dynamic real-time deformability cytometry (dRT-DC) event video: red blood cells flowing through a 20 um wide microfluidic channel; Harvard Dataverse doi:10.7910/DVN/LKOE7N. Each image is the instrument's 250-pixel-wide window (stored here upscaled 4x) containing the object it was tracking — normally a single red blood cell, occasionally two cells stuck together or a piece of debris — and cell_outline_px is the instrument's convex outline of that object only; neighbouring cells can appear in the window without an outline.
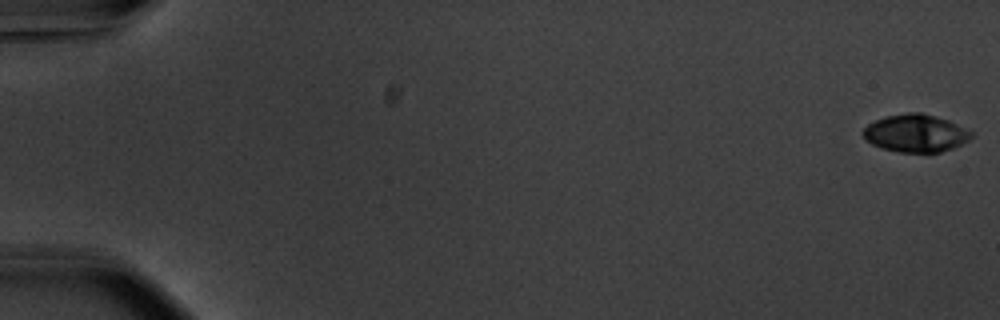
{"species": "common noctule bat (a hibernating species)", "species_latin": "Nyctalus noctula", "temperature_condition": "warm", "stored_images_in_passage": 56, "camera_frame_rate_fps": 3000, "um_per_image_px": 0.085, "animal": {"sex": "male", "body_mass_g": 20.1, "forearm_length_mm": 53.5}, "frame": {"image": 1, "passage_image": 1, "time_ms": 0.0, "image_size_px": [1000, 320], "cell_outline_px": [[972, 136], [968, 140], [952, 148], [940, 152], [896, 152], [880, 148], [872, 144], [860, 132], [868, 124], [884, 116], [908, 112], [920, 112], [948, 120], [972, 132]], "centroid_in_image_um": [77.78, 11.32], "position_along_channel_um": 7.2, "area_um2": 23.64}}
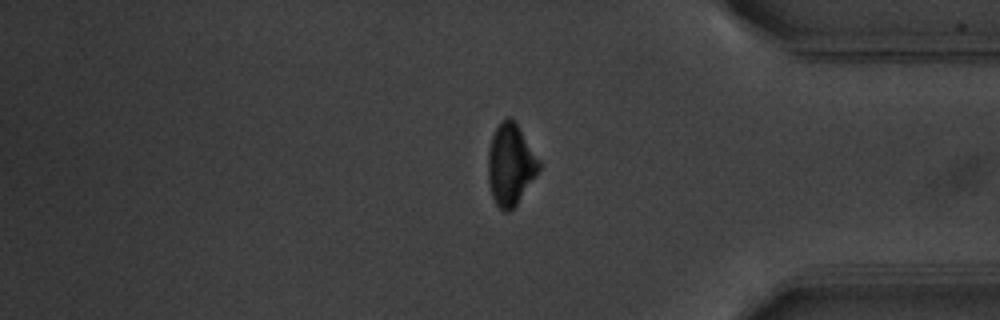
{"frame": {"image": 2, "passage_image": 47, "time_ms": 15.333, "image_size_px": [1000, 320], "cell_outline_px": [[540, 168], [536, 176], [516, 204], [508, 212], [504, 212], [496, 204], [492, 196], [488, 180], [488, 152], [492, 136], [500, 120], [504, 116], [512, 116], [540, 160]], "centroid_in_image_um": [43.39, 13.95], "position_along_channel_um": 391.8, "area_um2": 24.22}}
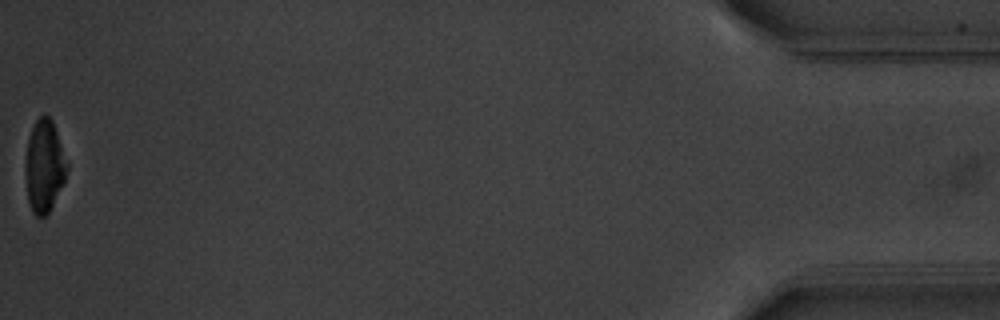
{"frame": {"image": 3, "passage_image": 56, "time_ms": 18.333, "image_size_px": [1000, 320], "cell_outline_px": [[68, 168], [64, 180], [48, 212], [44, 216], [36, 216], [32, 212], [28, 200], [24, 168], [28, 140], [32, 128], [36, 120], [44, 112], [52, 120], [68, 164]], "centroid_in_image_um": [3.74, 14.09], "position_along_channel_um": 431.5, "area_um2": 22.08}, "authors_computed_cell_mechanics": {"area_um2": 24.6228, "velocity_mm_per_s": 3.7307, "shape_relaxation_time_tau1_ms": 3.0565, "shape_relaxation_time_tau2_ms": null, "deformation_change_tau1": 0.1533, "deformation_change_tau2": null}}